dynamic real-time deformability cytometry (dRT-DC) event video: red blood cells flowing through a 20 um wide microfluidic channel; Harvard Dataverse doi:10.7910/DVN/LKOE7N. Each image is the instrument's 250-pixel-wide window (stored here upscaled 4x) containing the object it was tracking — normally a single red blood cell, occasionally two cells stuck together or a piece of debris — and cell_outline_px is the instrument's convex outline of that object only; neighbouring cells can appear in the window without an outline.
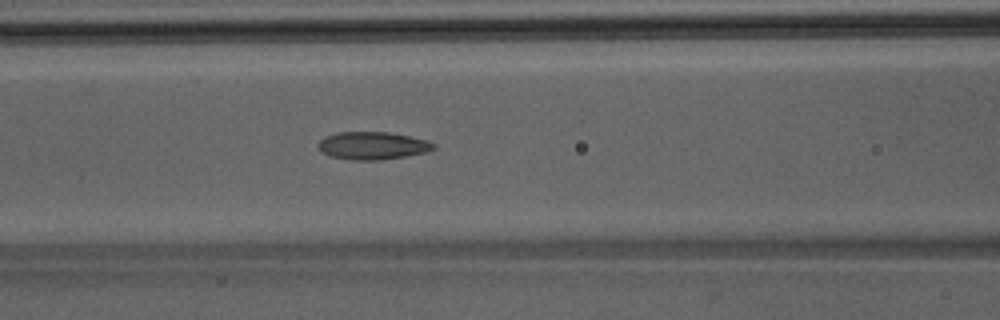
{"species": "Egyptian fruit bat (a non-hibernating species)", "species_latin": "Rousettus aegyptiacus", "temperature_condition": "room temperature", "stored_images_in_passage": 37, "camera_frame_rate_fps": 3000, "um_per_image_px": 0.085, "animal": {"sex": "male"}, "frame": {"image": 1, "passage_image": 9, "time_ms": 2.667, "image_size_px": [1000, 320], "cell_outline_px": [[436, 148], [428, 152], [380, 160], [348, 160], [328, 156], [320, 152], [316, 148], [316, 144], [324, 136], [340, 132], [388, 132], [428, 140], [436, 144]], "centroid_in_image_um": [31.62, 12.39], "position_along_channel_um": 135.0, "area_um2": 18.96}}
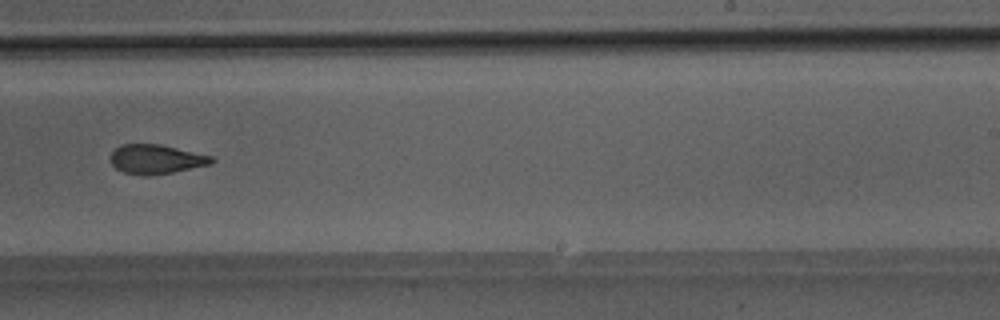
{"frame": {"image": 2, "passage_image": 19, "time_ms": 6.0, "image_size_px": [1000, 320], "cell_outline_px": [[216, 160], [212, 164], [172, 172], [148, 176], [144, 176], [124, 172], [116, 168], [112, 164], [112, 152], [120, 144], [160, 144], [212, 156]], "centroid_in_image_um": [13.29, 13.53], "position_along_channel_um": 275.7, "area_um2": 17.17}}
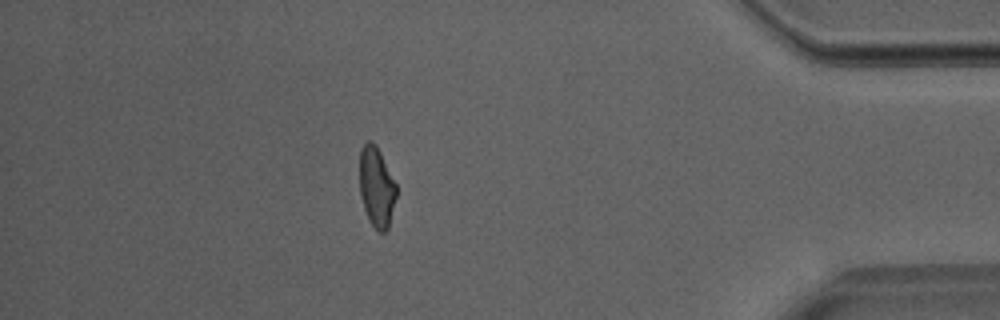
{"frame": {"image": 3, "passage_image": 31, "time_ms": 10.0, "image_size_px": [1000, 320], "cell_outline_px": [[396, 196], [388, 228], [384, 232], [380, 232], [368, 220], [360, 196], [360, 148], [368, 140], [372, 140], [376, 144], [396, 184]], "centroid_in_image_um": [31.99, 15.87], "position_along_channel_um": 403.2, "area_um2": 17.05}}